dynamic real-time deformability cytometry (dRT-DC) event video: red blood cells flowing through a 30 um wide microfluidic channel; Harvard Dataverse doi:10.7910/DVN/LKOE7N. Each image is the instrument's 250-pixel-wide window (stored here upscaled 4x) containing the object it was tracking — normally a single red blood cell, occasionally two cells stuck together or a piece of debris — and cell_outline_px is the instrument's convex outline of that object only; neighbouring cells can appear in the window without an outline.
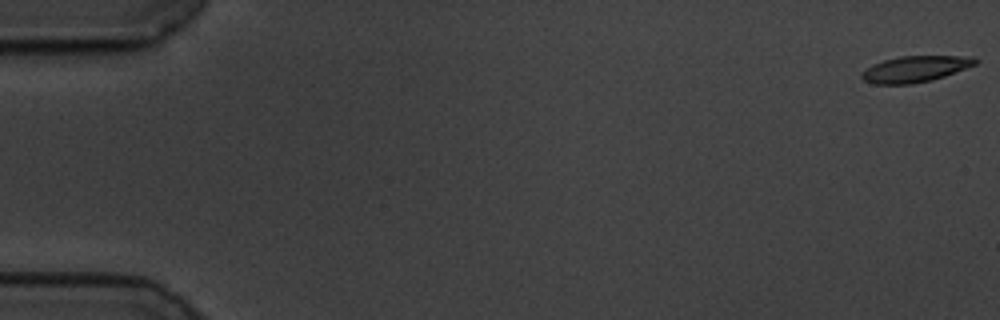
{"species": "common noctule bat (a hibernating species)", "species_latin": "Nyctalus noctula", "temperature_condition": "cold", "stored_images_in_passage": 58, "camera_frame_rate_fps": 3000, "um_per_image_px": 0.085, "animal": {"sex": "male", "body_mass_g": 19.5, "forearm_length_mm": 54.6}, "frame": {"image": 1, "passage_image": 1, "time_ms": 0.0, "image_size_px": [1000, 320], "cell_outline_px": [[980, 60], [976, 64], [944, 76], [932, 80], [912, 84], [872, 84], [864, 80], [860, 76], [860, 72], [872, 64], [884, 60], [900, 56], [972, 56]], "centroid_in_image_um": [77.76, 5.86], "position_along_channel_um": 7.2, "area_um2": 17.4}}
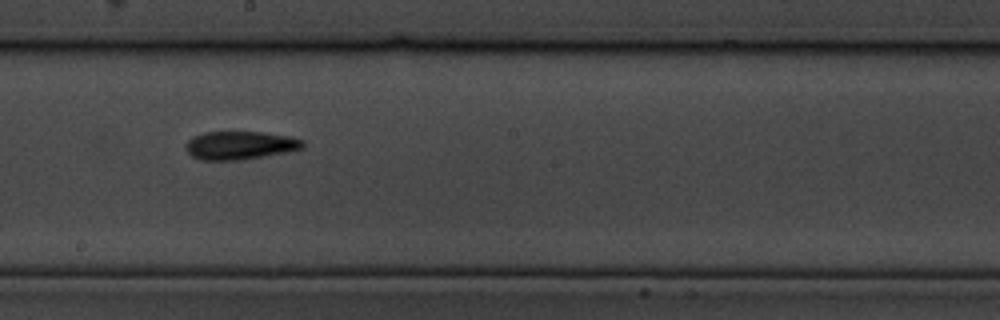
{"frame": {"image": 2, "passage_image": 33, "time_ms": 10.667, "image_size_px": [1000, 320], "cell_outline_px": [[304, 148], [288, 152], [240, 160], [200, 160], [192, 156], [184, 148], [184, 144], [192, 136], [204, 132], [260, 132], [288, 136], [304, 140]], "centroid_in_image_um": [20.37, 12.35], "position_along_channel_um": 227.8, "area_um2": 19.42}}
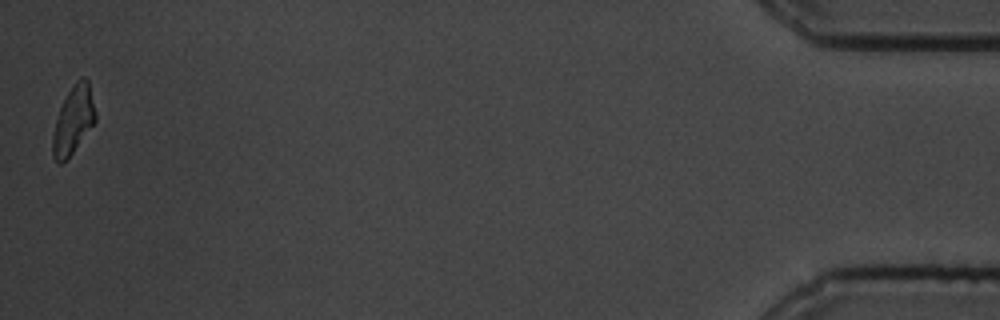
{"frame": {"image": 3, "passage_image": 58, "time_ms": 19.0, "image_size_px": [1000, 320], "cell_outline_px": [[96, 120], [72, 152], [60, 164], [52, 156], [52, 136], [56, 120], [60, 108], [72, 84], [76, 80], [84, 76], [88, 80], [96, 112]], "centroid_in_image_um": [6.23, 10.17], "position_along_channel_um": 429.0, "area_um2": 16.53}, "authors_computed_cell_mechanics": {"area_um2": 18.2937, "velocity_mm_per_s": 3.4781, "shape_relaxation_time_tau1_ms": 2.9801, "shape_relaxation_time_tau2_ms": 4.2265, "deformation_change_tau1": 0.1668, "deformation_change_tau2": 0.1292}}